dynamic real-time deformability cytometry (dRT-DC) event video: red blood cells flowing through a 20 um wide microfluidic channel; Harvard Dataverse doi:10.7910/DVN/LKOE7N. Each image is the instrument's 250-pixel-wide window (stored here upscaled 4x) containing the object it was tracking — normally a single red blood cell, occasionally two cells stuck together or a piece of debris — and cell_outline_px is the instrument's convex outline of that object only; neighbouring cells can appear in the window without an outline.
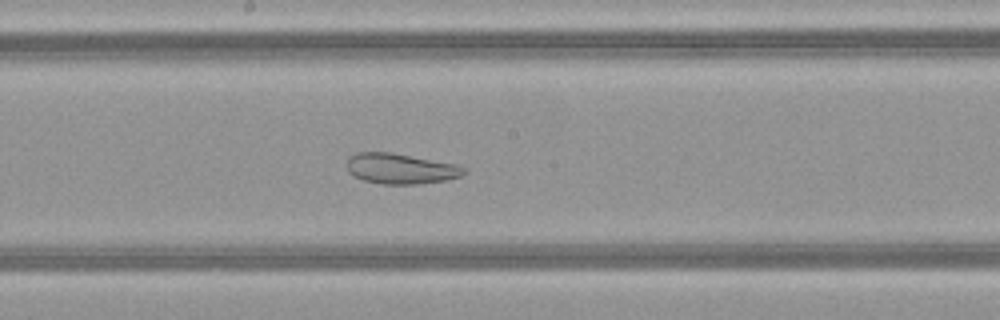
{"species": "common noctule bat (a hibernating species)", "species_latin": "Nyctalus noctula", "temperature_condition": "warm", "stored_images_in_passage": 36, "camera_frame_rate_fps": 3000, "um_per_image_px": 0.085, "animal": {"sex": "female", "body_mass_g": 21.9}, "frame": {"image": 1, "passage_image": 13, "time_ms": 4.0, "image_size_px": [1000, 320], "cell_outline_px": [[468, 172], [460, 176], [444, 180], [420, 184], [380, 184], [364, 180], [352, 176], [348, 172], [348, 156], [356, 152], [392, 152], [456, 164], [468, 168]], "centroid_in_image_um": [34.05, 14.33], "position_along_channel_um": 214.1, "area_um2": 20.98}}
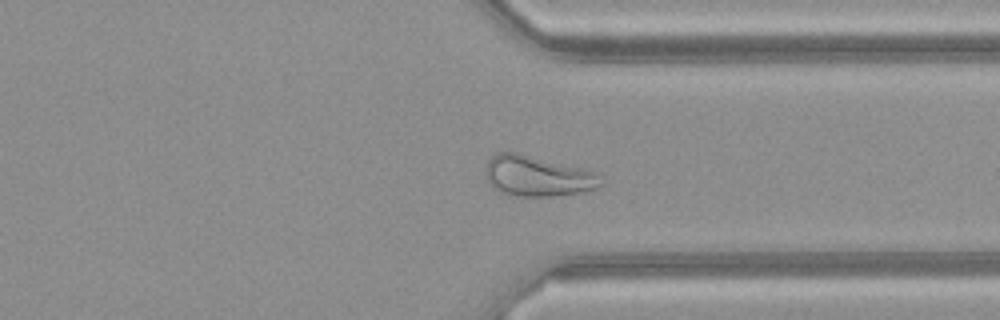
{"frame": {"image": 2, "passage_image": 24, "time_ms": 7.667, "image_size_px": [1000, 320], "cell_outline_px": [[604, 184], [600, 188], [584, 192], [552, 196], [516, 196], [496, 192], [492, 188], [484, 176], [484, 172], [488, 160], [496, 152], [516, 152], [588, 168], [600, 172], [604, 180]], "centroid_in_image_um": [45.75, 14.96], "position_along_channel_um": 365.7, "area_um2": 28.38}}
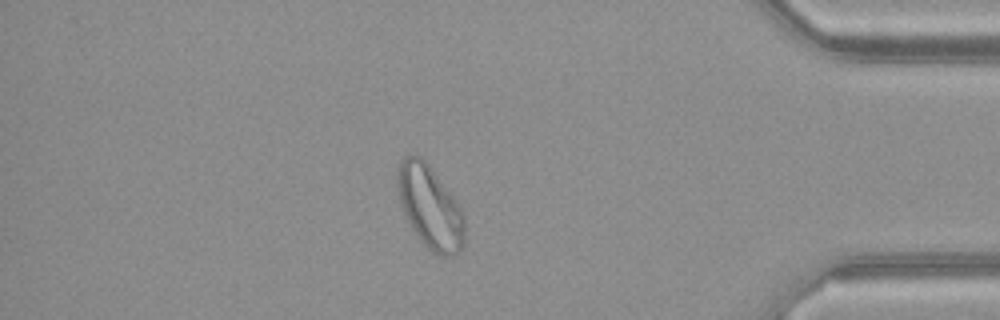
{"frame": {"image": 3, "passage_image": 29, "time_ms": 9.333, "image_size_px": [1000, 320], "cell_outline_px": [[464, 240], [460, 252], [452, 256], [440, 256], [432, 252], [420, 240], [412, 228], [400, 204], [396, 184], [396, 168], [400, 160], [404, 156], [420, 156], [428, 164], [456, 200], [464, 216]], "centroid_in_image_um": [36.53, 17.59], "position_along_channel_um": 398.7, "area_um2": 32.43}, "authors_computed_cell_mechanics": {"area_um2": 27.0793, "velocity_mm_per_s": 4.1427, "shape_relaxation_time_tau1_ms": null, "shape_relaxation_time_tau2_ms": 2.1205, "deformation_change_tau1": null, "deformation_change_tau2": 0.101}}